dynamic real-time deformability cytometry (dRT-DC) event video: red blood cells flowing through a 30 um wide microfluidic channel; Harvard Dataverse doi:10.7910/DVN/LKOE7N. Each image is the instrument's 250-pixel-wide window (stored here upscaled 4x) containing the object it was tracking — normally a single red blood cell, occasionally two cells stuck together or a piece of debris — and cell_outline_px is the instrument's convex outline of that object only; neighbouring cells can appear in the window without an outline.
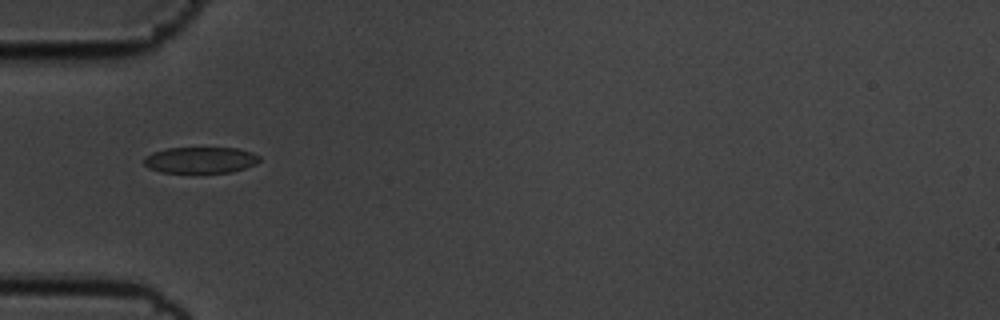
{"species": "common noctule bat (a hibernating species)", "species_latin": "Nyctalus noctula", "temperature_condition": "cold", "stored_images_in_passage": 22, "camera_frame_rate_fps": 3000, "um_per_image_px": 0.085, "animal": {"sex": "male", "body_mass_g": 19.5, "forearm_length_mm": 54.6}, "frame": {"image": 1, "passage_image": 1, "time_ms": 0.0, "image_size_px": [1000, 320], "cell_outline_px": [[260, 160], [256, 164], [232, 172], [160, 172], [148, 168], [144, 164], [144, 156], [152, 152], [168, 148], [236, 148], [252, 152], [260, 156]], "centroid_in_image_um": [17.03, 13.6], "position_along_channel_um": 68.0, "area_um2": 17.63}}
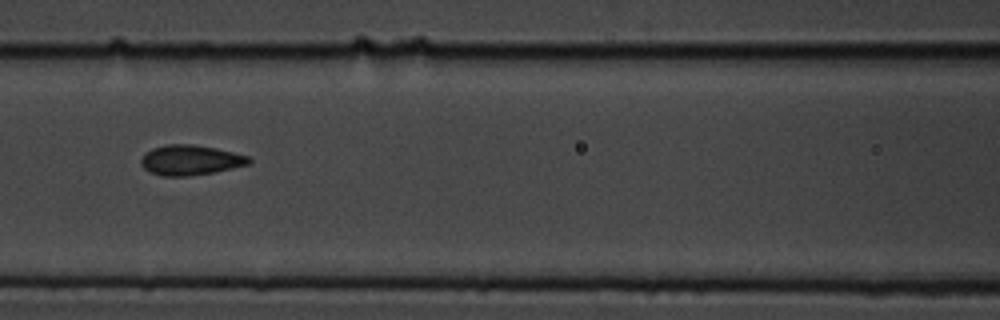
{"frame": {"image": 2, "passage_image": 8, "time_ms": 2.333, "image_size_px": [1000, 320], "cell_outline_px": [[252, 160], [248, 164], [232, 168], [212, 172], [188, 176], [164, 176], [148, 172], [140, 164], [140, 160], [152, 148], [164, 144], [192, 144], [216, 148], [248, 156]], "centroid_in_image_um": [16.15, 13.6], "position_along_channel_um": 150.4, "area_um2": 18.79}}
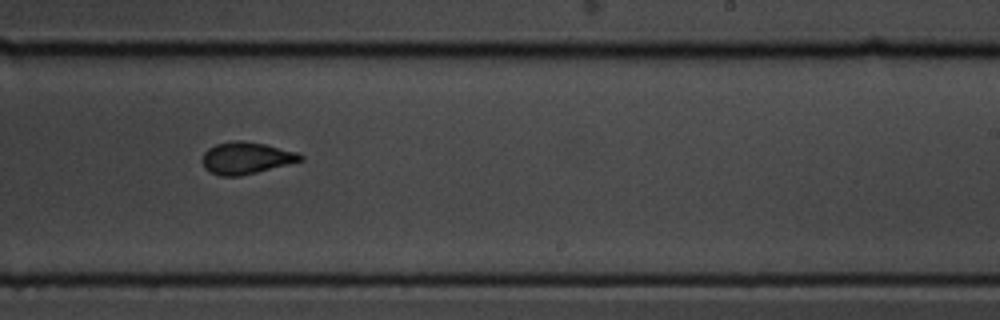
{"frame": {"image": 3, "passage_image": 18, "time_ms": 5.667, "image_size_px": [1000, 320], "cell_outline_px": [[304, 160], [240, 176], [220, 176], [204, 168], [200, 160], [204, 152], [208, 148], [216, 144], [232, 140], [244, 140], [264, 144], [296, 152], [304, 156]], "centroid_in_image_um": [20.88, 13.42], "position_along_channel_um": 268.1, "area_um2": 18.26}}